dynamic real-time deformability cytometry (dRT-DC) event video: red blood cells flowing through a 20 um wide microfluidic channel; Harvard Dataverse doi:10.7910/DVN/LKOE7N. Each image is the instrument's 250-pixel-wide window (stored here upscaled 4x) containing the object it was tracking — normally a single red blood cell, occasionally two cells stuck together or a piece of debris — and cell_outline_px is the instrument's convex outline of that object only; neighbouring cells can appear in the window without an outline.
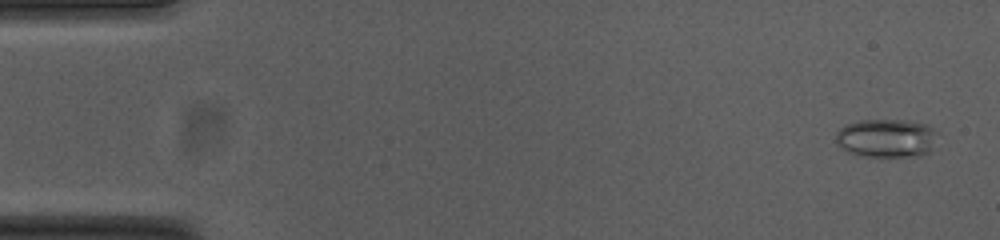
{"species": "common noctule bat (a hibernating species)", "species_latin": "Nyctalus noctula", "temperature_condition": "cold", "stored_images_in_passage": 55, "camera_frame_rate_fps": 3000, "um_per_image_px": 0.085, "animal": {"sex": "female", "body_mass_g": 23.0, "forearm_length_mm": 53.4}, "frame": {"image": 1, "passage_image": 3, "time_ms": 0.667, "image_size_px": [1000, 240], "cell_outline_px": [[936, 132], [928, 152], [920, 156], [860, 156], [848, 152], [836, 144], [836, 132], [840, 128], [848, 124], [860, 120], [904, 120], [924, 124], [932, 128]], "centroid_in_image_um": [75.28, 11.74], "position_along_channel_um": 9.7, "area_um2": 22.48}}
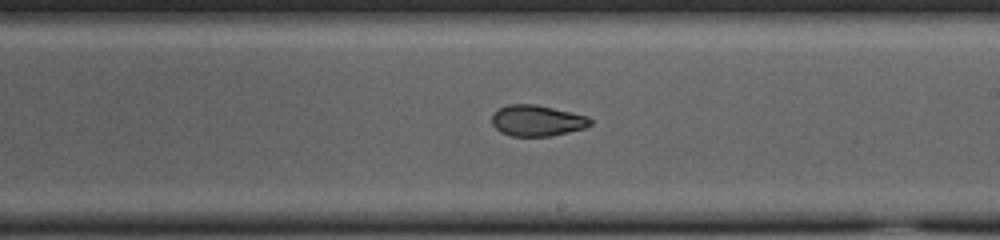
{"frame": {"image": 2, "passage_image": 32, "time_ms": 10.333, "image_size_px": [1000, 240], "cell_outline_px": [[592, 124], [584, 128], [552, 136], [512, 136], [500, 132], [492, 124], [492, 116], [500, 108], [508, 104], [536, 104], [588, 116], [592, 120]], "centroid_in_image_um": [45.66, 10.25], "position_along_channel_um": 243.3, "area_um2": 17.74}}
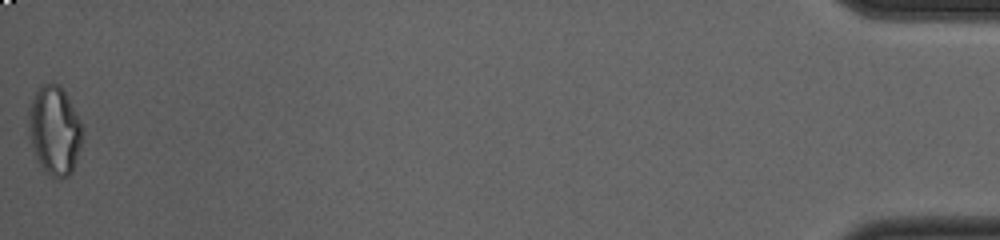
{"frame": {"image": 3, "passage_image": 55, "time_ms": 18.0, "image_size_px": [1000, 240], "cell_outline_px": [[84, 132], [72, 172], [68, 176], [60, 180], [52, 176], [40, 164], [36, 156], [32, 144], [28, 112], [32, 100], [40, 84], [60, 84], [80, 120], [84, 128]], "centroid_in_image_um": [4.67, 11.08], "position_along_channel_um": 430.5, "area_um2": 27.34}, "authors_computed_cell_mechanics": {"area_um2": 19.4208, "velocity_mm_per_s": 3.7548, "shape_relaxation_time_tau1_ms": null, "shape_relaxation_time_tau2_ms": 2.6488, "deformation_change_tau1": null, "deformation_change_tau2": 0.0681}}